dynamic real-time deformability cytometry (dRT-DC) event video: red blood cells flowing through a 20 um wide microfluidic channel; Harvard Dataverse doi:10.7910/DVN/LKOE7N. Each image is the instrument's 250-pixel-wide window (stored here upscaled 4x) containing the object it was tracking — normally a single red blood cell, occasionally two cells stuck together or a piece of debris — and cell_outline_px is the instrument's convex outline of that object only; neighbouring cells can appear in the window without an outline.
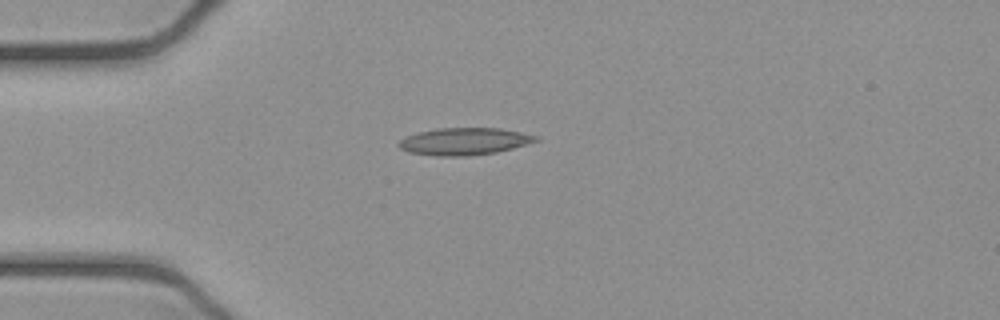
{"species": "common noctule bat (a hibernating species)", "species_latin": "Nyctalus noctula", "temperature_condition": "cold", "stored_images_in_passage": 39, "camera_frame_rate_fps": 3000, "um_per_image_px": 0.085, "animal": {"sex": "female", "body_mass_g": 21.9}, "frame": {"image": 1, "passage_image": 1, "time_ms": 0.0, "image_size_px": [1000, 320], "cell_outline_px": [[540, 140], [512, 148], [496, 152], [468, 156], [436, 156], [408, 152], [400, 148], [396, 144], [400, 140], [416, 132], [440, 128], [500, 128], [540, 136]], "centroid_in_image_um": [39.46, 12.02], "position_along_channel_um": 45.5, "area_um2": 21.73}}
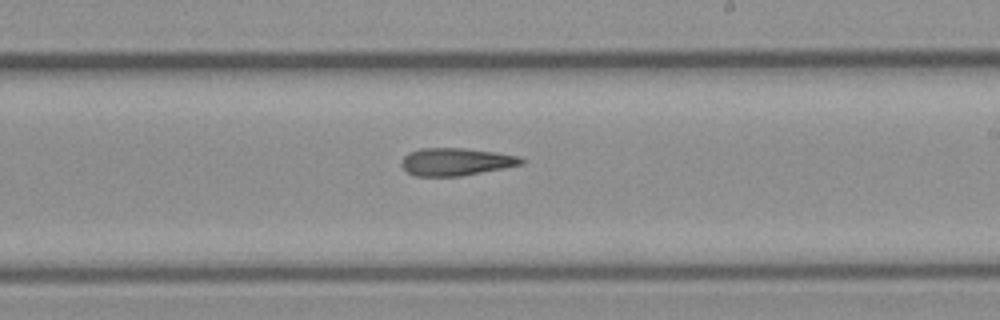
{"frame": {"image": 2, "passage_image": 18, "time_ms": 5.667, "image_size_px": [1000, 320], "cell_outline_px": [[524, 164], [504, 168], [460, 176], [416, 176], [408, 172], [400, 164], [400, 160], [408, 152], [420, 148], [464, 148], [496, 152], [520, 156], [524, 160]], "centroid_in_image_um": [38.75, 13.74], "position_along_channel_um": 250.3, "area_um2": 19.36}}
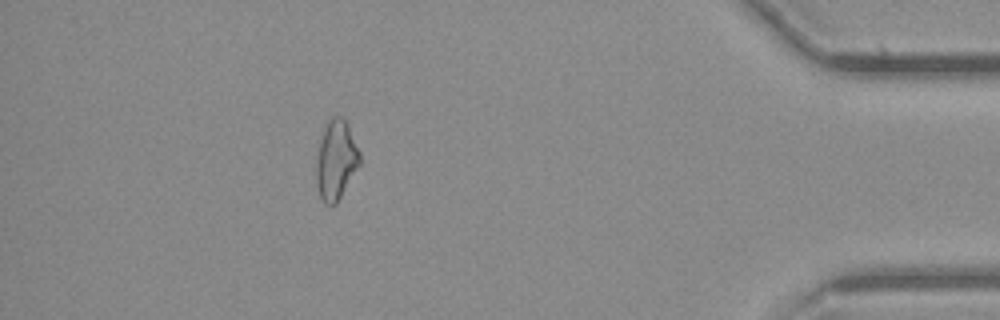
{"frame": {"image": 3, "passage_image": 34, "time_ms": 11.0, "image_size_px": [1000, 320], "cell_outline_px": [[360, 164], [336, 204], [324, 204], [320, 200], [316, 184], [316, 160], [320, 140], [328, 120], [332, 116], [344, 116], [348, 124], [360, 152]], "centroid_in_image_um": [28.55, 13.6], "position_along_channel_um": 406.6, "area_um2": 20.23}, "authors_computed_cell_mechanics": {"area_um2": 19.7676, "velocity_mm_per_s": 3.9145, "shape_relaxation_time_tau1_ms": null, "shape_relaxation_time_tau2_ms": 5.6124, "deformation_change_tau1": null, "deformation_change_tau2": 0.1723}}